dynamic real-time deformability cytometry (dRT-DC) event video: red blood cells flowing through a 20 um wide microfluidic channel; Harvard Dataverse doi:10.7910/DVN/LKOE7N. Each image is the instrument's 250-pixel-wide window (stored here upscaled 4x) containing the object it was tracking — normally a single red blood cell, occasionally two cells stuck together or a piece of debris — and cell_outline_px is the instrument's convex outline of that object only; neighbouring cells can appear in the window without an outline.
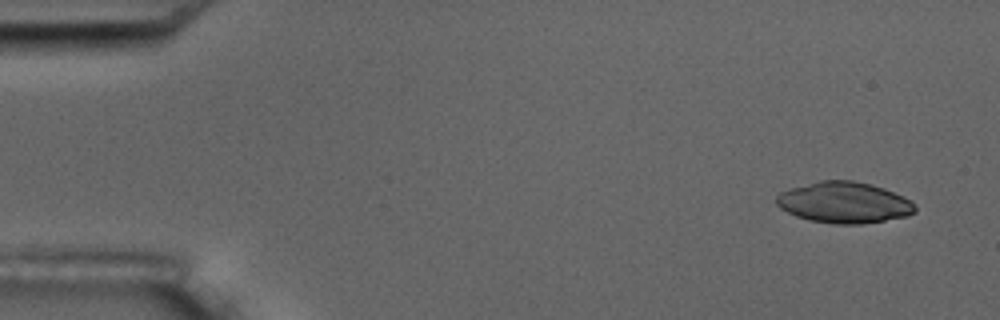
{"species": "common noctule bat (a hibernating species)", "species_latin": "Nyctalus noctula", "temperature_condition": "room temperature", "stored_images_in_passage": 5, "camera_frame_rate_fps": 3000, "um_per_image_px": 0.085, "animal": {"sex": "male", "body_mass_g": 17.5, "forearm_length_mm": 52.3}, "frame": {"image": 1, "passage_image": 1, "time_ms": 0.0, "image_size_px": [1000, 320], "cell_outline_px": [[916, 212], [908, 216], [860, 224], [832, 224], [808, 220], [796, 216], [780, 208], [776, 204], [776, 196], [780, 192], [792, 188], [820, 180], [852, 180], [872, 184], [884, 188], [904, 196], [916, 204]], "centroid_in_image_um": [71.77, 17.22], "position_along_channel_um": 13.2, "area_um2": 33.41}}